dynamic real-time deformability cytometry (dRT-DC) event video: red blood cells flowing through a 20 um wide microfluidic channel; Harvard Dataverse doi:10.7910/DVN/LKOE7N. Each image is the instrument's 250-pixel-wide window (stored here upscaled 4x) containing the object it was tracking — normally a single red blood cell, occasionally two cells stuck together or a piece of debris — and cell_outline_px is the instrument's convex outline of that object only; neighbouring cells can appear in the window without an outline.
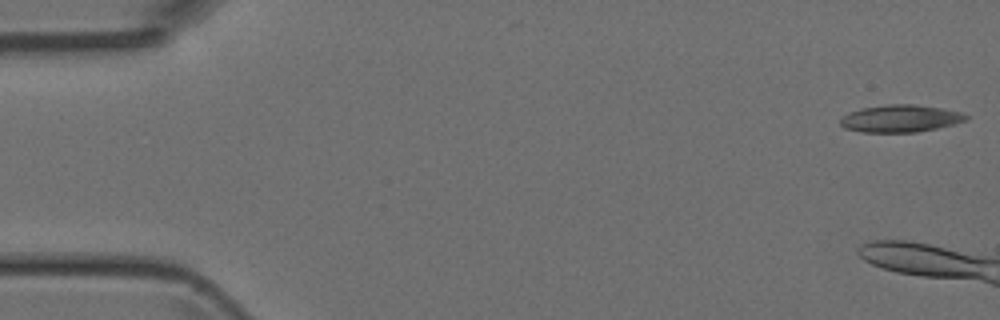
{"species": "Egyptian fruit bat (a non-hibernating species)", "species_latin": "Rousettus aegyptiacus", "temperature_condition": "room temperature", "stored_images_in_passage": 10, "camera_frame_rate_fps": 3000, "um_per_image_px": 0.085, "animal": {"sex": "female"}, "frame": {"image": 1, "passage_image": 1, "time_ms": 0.0, "image_size_px": [1000, 320], "cell_outline_px": [[968, 120], [936, 128], [916, 132], [860, 132], [844, 128], [840, 124], [840, 120], [848, 112], [860, 108], [888, 104], [912, 104], [940, 108], [960, 112], [968, 116]], "centroid_in_image_um": [76.49, 10.07], "position_along_channel_um": 8.5, "area_um2": 19.88}}